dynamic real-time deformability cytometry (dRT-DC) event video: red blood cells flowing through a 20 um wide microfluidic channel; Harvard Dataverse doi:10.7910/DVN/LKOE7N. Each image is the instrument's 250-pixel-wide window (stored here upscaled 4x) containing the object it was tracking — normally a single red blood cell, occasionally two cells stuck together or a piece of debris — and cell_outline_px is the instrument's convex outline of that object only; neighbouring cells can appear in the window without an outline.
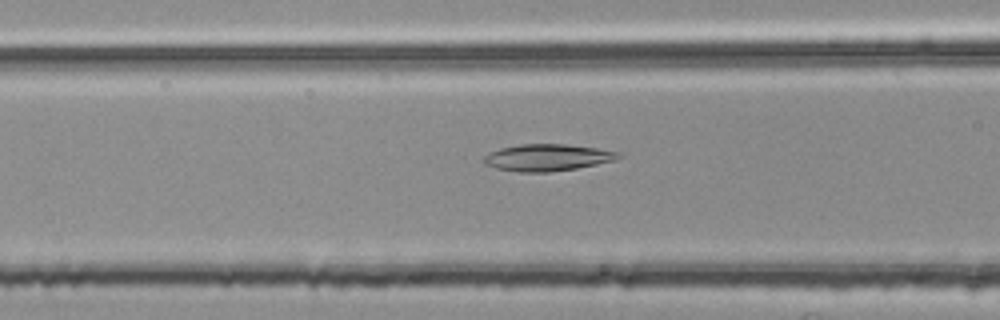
{"species": "common noctule bat (a hibernating species)", "species_latin": "Nyctalus noctula", "temperature_condition": "room temperature", "stored_images_in_passage": 14, "camera_frame_rate_fps": 3000, "um_per_image_px": 0.085, "animal": {"sex": "female", "body_mass_g": 25.1}, "frame": {"image": 1, "passage_image": 12, "time_ms": 3.667, "image_size_px": [1000, 320], "cell_outline_px": [[620, 156], [616, 160], [576, 168], [548, 172], [520, 172], [496, 168], [484, 164], [484, 156], [488, 152], [500, 148], [520, 144], [564, 144], [596, 148], [620, 152]], "centroid_in_image_um": [46.49, 13.38], "position_along_channel_um": 120.1, "area_um2": 20.92}}